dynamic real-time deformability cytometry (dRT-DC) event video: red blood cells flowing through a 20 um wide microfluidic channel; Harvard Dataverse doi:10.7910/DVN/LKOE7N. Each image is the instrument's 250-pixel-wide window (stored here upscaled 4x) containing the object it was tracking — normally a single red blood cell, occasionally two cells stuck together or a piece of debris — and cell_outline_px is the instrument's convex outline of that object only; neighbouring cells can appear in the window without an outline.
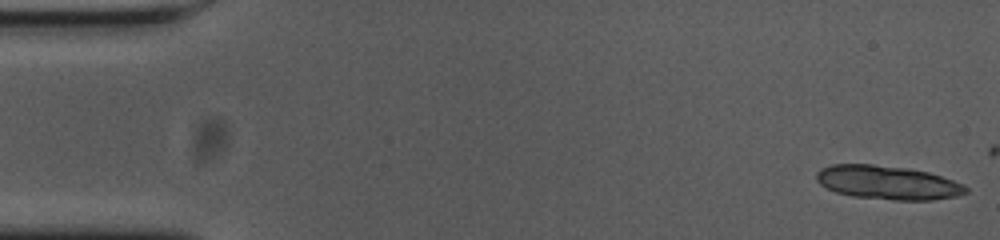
{"species": "common noctule bat (a hibernating species)", "species_latin": "Nyctalus noctula", "temperature_condition": "cold", "stored_images_in_passage": 12, "camera_frame_rate_fps": 3000, "um_per_image_px": 0.085, "animal": {"sex": "female", "body_mass_g": 23.0, "forearm_length_mm": 53.4}, "frame": {"image": 1, "passage_image": 1, "time_ms": 0.0, "image_size_px": [1000, 240], "cell_outline_px": [[968, 192], [956, 196], [932, 200], [892, 200], [852, 196], [836, 192], [820, 184], [816, 180], [816, 172], [820, 168], [832, 164], [872, 164], [908, 168], [928, 172], [964, 184], [968, 188]], "centroid_in_image_um": [75.44, 15.51], "position_along_channel_um": 9.6, "area_um2": 29.48}}